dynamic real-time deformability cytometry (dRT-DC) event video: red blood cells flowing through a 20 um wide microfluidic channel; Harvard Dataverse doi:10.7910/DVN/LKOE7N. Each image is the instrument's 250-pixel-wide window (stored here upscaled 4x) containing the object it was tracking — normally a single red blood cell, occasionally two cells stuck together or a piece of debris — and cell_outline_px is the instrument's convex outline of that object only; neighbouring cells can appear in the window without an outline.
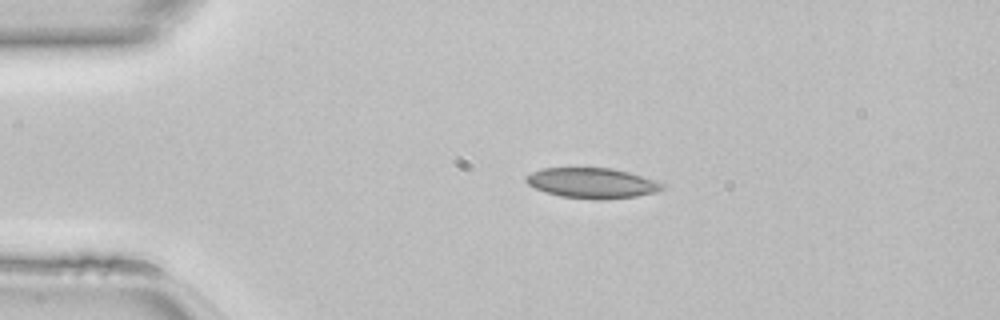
{"species": "common noctule bat (a hibernating species)", "species_latin": "Nyctalus noctula", "temperature_condition": "room temperature", "stored_images_in_passage": 38, "camera_frame_rate_fps": 3000, "um_per_image_px": 0.085, "animal": {"sex": "female", "body_mass_g": 22.7, "forearm_length_mm": 54.2}, "frame": {"image": 1, "passage_image": 1, "time_ms": 0.0, "image_size_px": [1000, 320], "cell_outline_px": [[664, 188], [656, 192], [636, 196], [596, 200], [560, 196], [544, 192], [528, 184], [524, 180], [524, 176], [540, 168], [612, 168], [628, 172], [664, 184]], "centroid_in_image_um": [50.26, 15.56], "position_along_channel_um": 34.7, "area_um2": 23.93}}
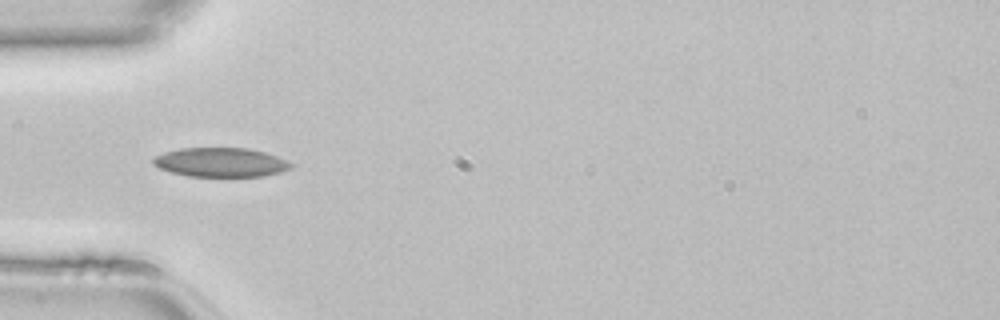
{"frame": {"image": 2, "passage_image": 6, "time_ms": 1.667, "image_size_px": [1000, 320], "cell_outline_px": [[296, 164], [292, 168], [280, 172], [264, 176], [188, 176], [172, 172], [160, 168], [152, 164], [152, 160], [156, 156], [164, 152], [180, 148], [248, 148], [264, 152], [288, 160]], "centroid_in_image_um": [18.8, 13.79], "position_along_channel_um": 66.2, "area_um2": 23.47}}
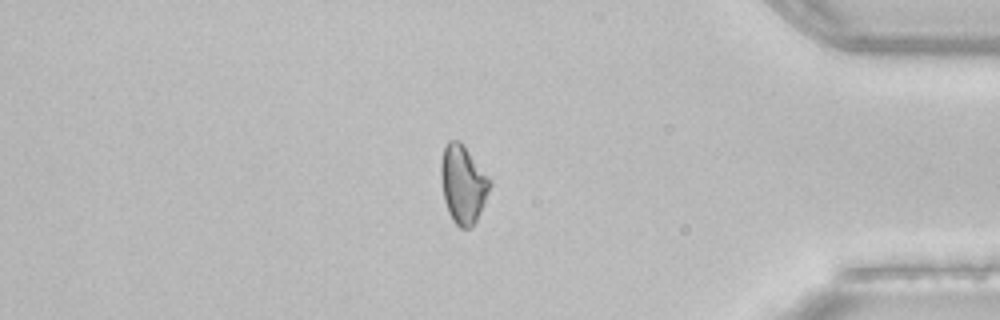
{"frame": {"image": 3, "passage_image": 31, "time_ms": 10.0, "image_size_px": [1000, 320], "cell_outline_px": [[492, 184], [480, 212], [472, 228], [460, 228], [452, 220], [448, 212], [444, 200], [440, 176], [440, 164], [444, 148], [448, 140], [460, 140], [492, 180]], "centroid_in_image_um": [39.35, 15.65], "position_along_channel_um": 395.8, "area_um2": 22.43}}